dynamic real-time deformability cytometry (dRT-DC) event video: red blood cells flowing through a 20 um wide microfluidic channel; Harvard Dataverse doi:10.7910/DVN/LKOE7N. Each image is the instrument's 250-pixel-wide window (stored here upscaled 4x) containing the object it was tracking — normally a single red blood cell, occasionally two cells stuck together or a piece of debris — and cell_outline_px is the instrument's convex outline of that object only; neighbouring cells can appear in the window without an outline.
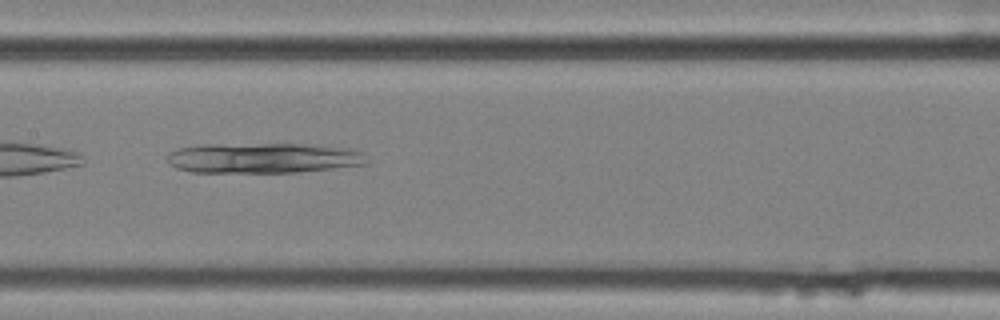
{"species": "common noctule bat (a hibernating species)", "species_latin": "Nyctalus noctula", "temperature_condition": "cold", "stored_images_in_passage": 38, "camera_frame_rate_fps": 3000, "um_per_image_px": 0.085, "animal": {"sex": "female", "body_mass_g": 25.1}, "frame": {"image": 1, "passage_image": 12, "time_ms": 3.667, "image_size_px": [1000, 320], "cell_outline_px": [[364, 164], [332, 168], [296, 172], [192, 172], [176, 168], [168, 164], [168, 152], [180, 148], [200, 144], [320, 144], [348, 148], [360, 152]], "centroid_in_image_um": [22.28, 13.42], "position_along_channel_um": 185.1, "area_um2": 35.03}}
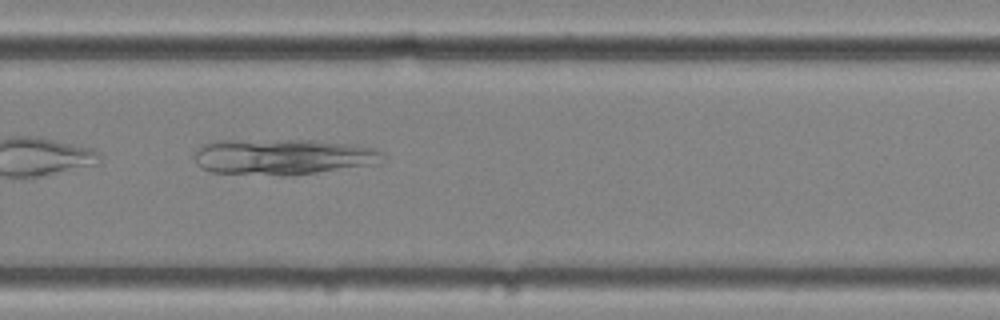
{"frame": {"image": 2, "passage_image": 22, "time_ms": 7.0, "image_size_px": [1000, 320], "cell_outline_px": [[384, 152], [380, 164], [288, 176], [280, 176], [212, 172], [200, 168], [196, 164], [196, 148], [204, 144], [220, 140], [316, 140], [356, 144], [376, 148]], "centroid_in_image_um": [24.1, 13.33], "position_along_channel_um": 305.7, "area_um2": 40.0}}